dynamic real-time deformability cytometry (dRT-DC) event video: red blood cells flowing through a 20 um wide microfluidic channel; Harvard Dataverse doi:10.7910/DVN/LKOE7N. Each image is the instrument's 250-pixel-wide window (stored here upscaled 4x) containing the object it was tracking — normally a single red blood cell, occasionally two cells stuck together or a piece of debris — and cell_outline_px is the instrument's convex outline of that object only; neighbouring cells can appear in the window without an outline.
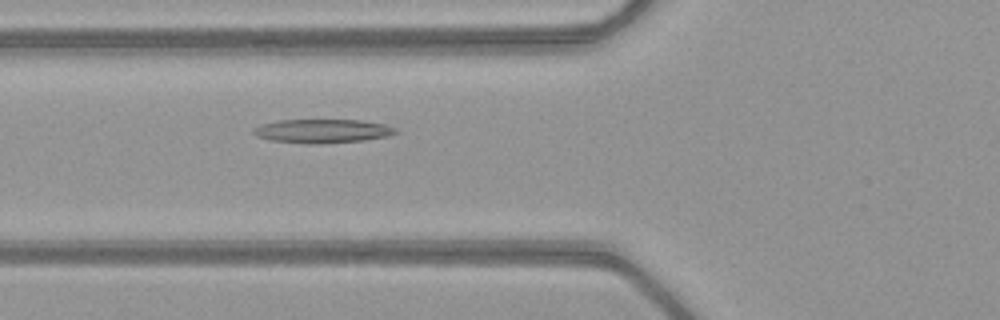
{"species": "common noctule bat (a hibernating species)", "species_latin": "Nyctalus noctula", "temperature_condition": "warm", "stored_images_in_passage": 39, "camera_frame_rate_fps": 3000, "um_per_image_px": 0.085, "animal": {"sex": "female", "body_mass_g": 21.9}, "frame": {"image": 1, "passage_image": 10, "time_ms": 3.0, "image_size_px": [1000, 320], "cell_outline_px": [[396, 132], [388, 136], [364, 140], [320, 144], [304, 144], [268, 140], [256, 136], [252, 132], [252, 128], [260, 124], [276, 120], [360, 120], [384, 124], [396, 128]], "centroid_in_image_um": [27.32, 11.14], "position_along_channel_um": 98.5, "area_um2": 19.94}}
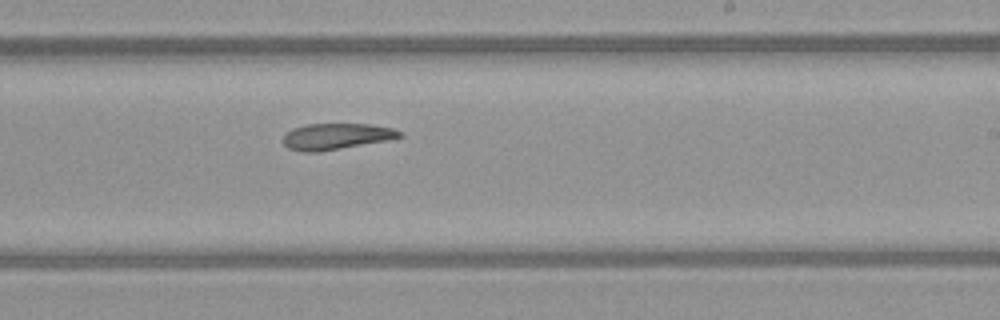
{"frame": {"image": 2, "passage_image": 22, "time_ms": 7.0, "image_size_px": [1000, 320], "cell_outline_px": [[404, 136], [388, 140], [320, 152], [300, 152], [288, 148], [284, 144], [284, 136], [292, 128], [308, 124], [372, 124], [392, 128], [400, 132]], "centroid_in_image_um": [28.58, 11.6], "position_along_channel_um": 260.4, "area_um2": 17.74}}
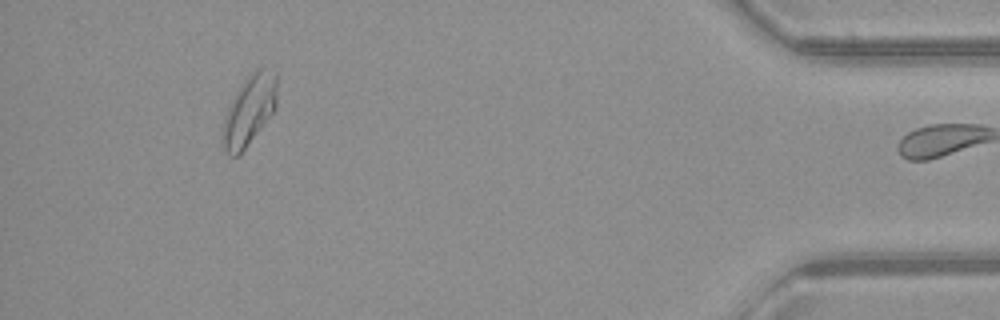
{"frame": {"image": 3, "passage_image": 38, "time_ms": 12.333, "image_size_px": [1000, 320], "cell_outline_px": [[276, 108], [244, 148], [236, 156], [228, 156], [220, 140], [220, 128], [224, 116], [236, 92], [244, 80], [256, 68], [260, 68], [276, 72]], "centroid_in_image_um": [21.13, 9.39], "position_along_channel_um": 414.1, "area_um2": 21.96}}